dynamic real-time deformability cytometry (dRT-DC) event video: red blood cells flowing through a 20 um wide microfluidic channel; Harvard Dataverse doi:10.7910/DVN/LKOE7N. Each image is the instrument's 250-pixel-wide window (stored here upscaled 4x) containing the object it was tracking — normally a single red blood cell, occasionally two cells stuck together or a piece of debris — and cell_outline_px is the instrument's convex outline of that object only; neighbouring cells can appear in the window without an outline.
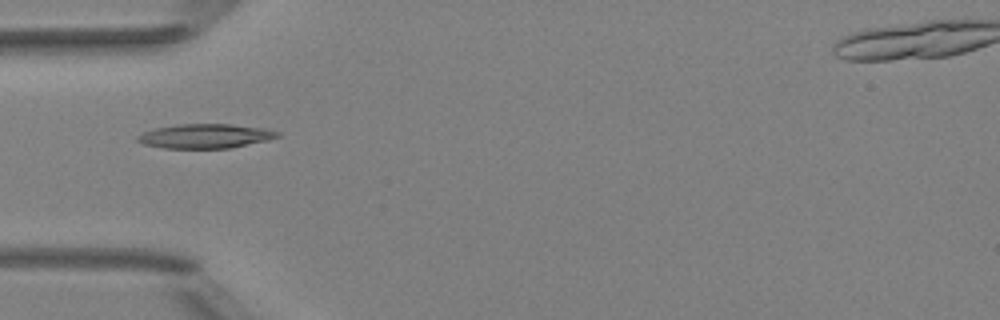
{"species": "Egyptian fruit bat (a non-hibernating species)", "species_latin": "Rousettus aegyptiacus", "temperature_condition": "room temperature", "stored_images_in_passage": 4, "camera_frame_rate_fps": 3000, "um_per_image_px": 0.085, "animal": {"sex": "female"}, "frame": {"image": 1, "passage_image": 4, "time_ms": 4.333, "image_size_px": [1000, 320], "cell_outline_px": [[280, 136], [268, 140], [232, 148], [164, 148], [144, 144], [136, 140], [136, 136], [144, 132], [156, 128], [176, 124], [232, 124], [268, 128], [280, 132]], "centroid_in_image_um": [17.49, 11.56], "position_along_channel_um": 67.5, "area_um2": 20.0}}